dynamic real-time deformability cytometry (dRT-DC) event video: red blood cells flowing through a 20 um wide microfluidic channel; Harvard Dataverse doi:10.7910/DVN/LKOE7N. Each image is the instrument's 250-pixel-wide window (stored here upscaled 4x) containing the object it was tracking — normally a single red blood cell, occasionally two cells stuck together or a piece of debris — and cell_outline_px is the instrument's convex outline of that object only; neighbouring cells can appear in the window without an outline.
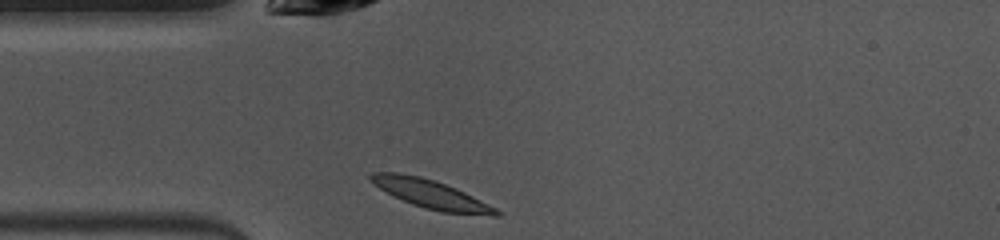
{"species": "common noctule bat (a hibernating species)", "species_latin": "Nyctalus noctula", "temperature_condition": "warm", "stored_images_in_passage": 38, "camera_frame_rate_fps": 3000, "um_per_image_px": 0.085, "animal": {"sex": "female", "body_mass_g": 10.0, "forearm_length_mm": 53.1}, "frame": {"image": 1, "passage_image": 1, "time_ms": 0.0, "image_size_px": [1000, 240], "cell_outline_px": [[504, 212], [500, 216], [492, 216], [440, 212], [424, 208], [412, 204], [380, 188], [368, 180], [368, 176], [372, 172], [396, 172], [420, 176], [456, 188]], "centroid_in_image_um": [36.67, 16.52], "position_along_channel_um": 48.3, "area_um2": 20.75}}
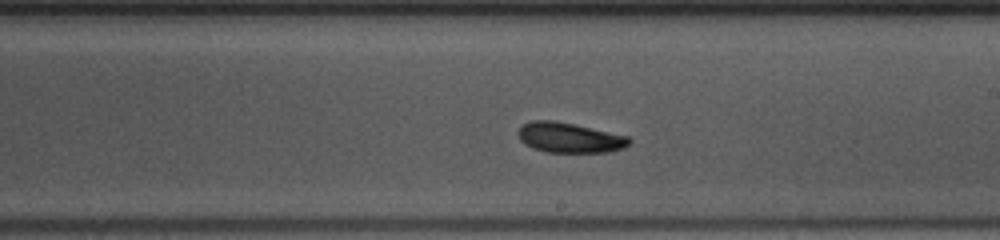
{"frame": {"image": 2, "passage_image": 16, "time_ms": 5.0, "image_size_px": [1000, 240], "cell_outline_px": [[632, 144], [624, 148], [612, 152], [544, 152], [532, 148], [524, 144], [520, 140], [516, 132], [524, 124], [532, 120], [556, 120], [628, 136], [632, 140]], "centroid_in_image_um": [48.42, 11.71], "position_along_channel_um": 240.6, "area_um2": 19.77}}
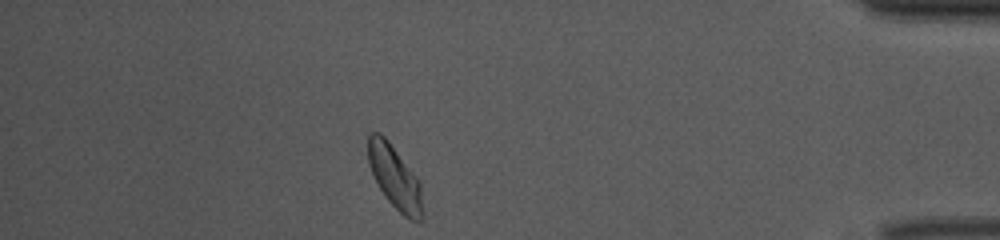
{"frame": {"image": 3, "passage_image": 32, "time_ms": 10.333, "image_size_px": [1000, 240], "cell_outline_px": [[420, 220], [408, 220], [388, 200], [380, 188], [368, 164], [368, 132], [380, 132], [388, 140], [412, 172], [420, 184]], "centroid_in_image_um": [33.49, 15.0], "position_along_channel_um": 401.7, "area_um2": 19.25}, "authors_computed_cell_mechanics": {"area_um2": 19.4208, "velocity_mm_per_s": 3.951, "shape_relaxation_time_tau1_ms": 2.9051, "shape_relaxation_time_tau2_ms": null, "deformation_change_tau1": 0.1115, "deformation_change_tau2": null}}